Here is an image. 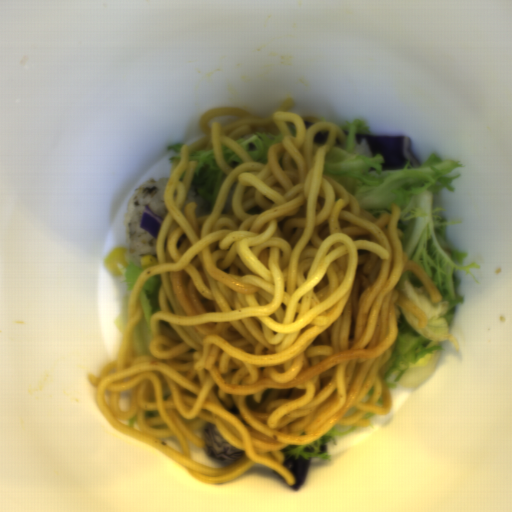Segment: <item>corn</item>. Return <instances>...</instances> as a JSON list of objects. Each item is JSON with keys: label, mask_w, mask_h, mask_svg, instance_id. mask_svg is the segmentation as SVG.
<instances>
[{"label": "corn", "mask_w": 512, "mask_h": 512, "mask_svg": "<svg viewBox=\"0 0 512 512\" xmlns=\"http://www.w3.org/2000/svg\"><path fill=\"white\" fill-rule=\"evenodd\" d=\"M127 249L125 247H119L114 249L107 256L104 266L111 275L121 277L125 269L129 266V262L126 257Z\"/></svg>", "instance_id": "corn-1"}, {"label": "corn", "mask_w": 512, "mask_h": 512, "mask_svg": "<svg viewBox=\"0 0 512 512\" xmlns=\"http://www.w3.org/2000/svg\"><path fill=\"white\" fill-rule=\"evenodd\" d=\"M140 264L143 269V271L148 268L149 266L158 264V258L153 255H143L140 258Z\"/></svg>", "instance_id": "corn-2"}]
</instances>
